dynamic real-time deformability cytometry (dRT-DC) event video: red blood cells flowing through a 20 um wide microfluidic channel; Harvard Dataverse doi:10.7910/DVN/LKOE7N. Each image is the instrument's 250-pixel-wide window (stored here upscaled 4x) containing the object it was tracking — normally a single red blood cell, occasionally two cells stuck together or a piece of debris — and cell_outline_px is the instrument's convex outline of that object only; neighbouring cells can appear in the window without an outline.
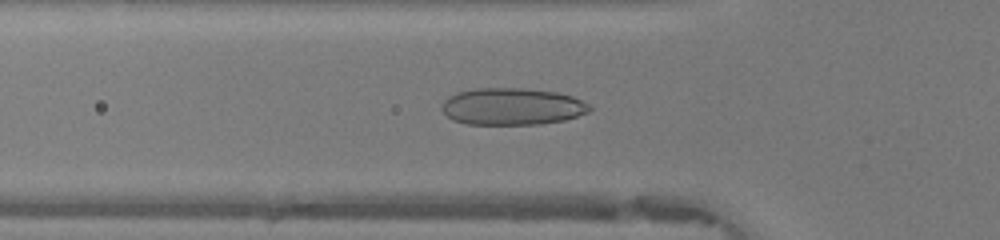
{"species": "human", "species_latin": "Homo sapiens", "temperature_condition": "warm", "stored_images_in_passage": 47, "camera_frame_rate_fps": 3000, "um_per_image_px": 0.085, "donor": {"sex": "female"}, "frame": {"image": 1, "passage_image": 14, "time_ms": 4.333, "image_size_px": [1000, 240], "cell_outline_px": [[592, 108], [588, 112], [564, 120], [540, 124], [468, 124], [452, 120], [444, 112], [444, 100], [460, 92], [476, 88], [520, 88], [556, 92], [572, 96], [588, 104]], "centroid_in_image_um": [43.56, 9.06], "position_along_channel_um": 82.2, "area_um2": 31.39}}
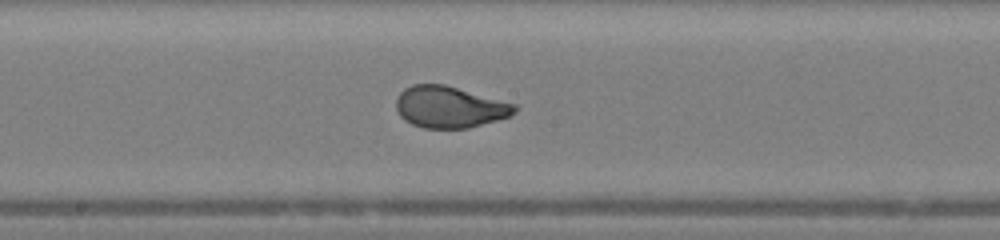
{"frame": {"image": 2, "passage_image": 23, "time_ms": 7.333, "image_size_px": [1000, 240], "cell_outline_px": [[516, 112], [508, 116], [496, 120], [468, 128], [424, 128], [412, 124], [404, 120], [400, 116], [396, 108], [396, 100], [400, 92], [404, 88], [412, 84], [444, 84], [516, 104]], "centroid_in_image_um": [38.18, 9.09], "position_along_channel_um": 210.0, "area_um2": 28.55}}
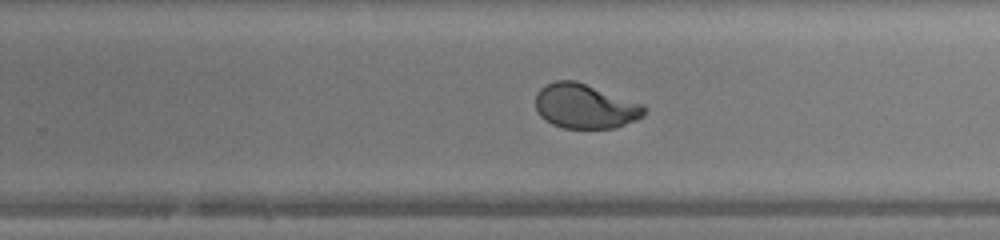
{"frame": {"image": 3, "passage_image": 28, "time_ms": 9.0, "image_size_px": [1000, 240], "cell_outline_px": [[648, 108], [644, 116], [636, 120], [616, 128], [564, 128], [552, 124], [540, 116], [536, 108], [536, 92], [540, 88], [556, 80], [576, 80], [644, 104]], "centroid_in_image_um": [49.76, 9.03], "position_along_channel_um": 280.0, "area_um2": 28.5}, "authors_computed_cell_mechanics": {"area_um2": 30.056, "velocity_mm_per_s": 4.2276, "shape_relaxation_time_tau1_ms": 7.1064, "shape_relaxation_time_tau2_ms": null, "deformation_change_tau1": 0.2521, "deformation_change_tau2": null}}